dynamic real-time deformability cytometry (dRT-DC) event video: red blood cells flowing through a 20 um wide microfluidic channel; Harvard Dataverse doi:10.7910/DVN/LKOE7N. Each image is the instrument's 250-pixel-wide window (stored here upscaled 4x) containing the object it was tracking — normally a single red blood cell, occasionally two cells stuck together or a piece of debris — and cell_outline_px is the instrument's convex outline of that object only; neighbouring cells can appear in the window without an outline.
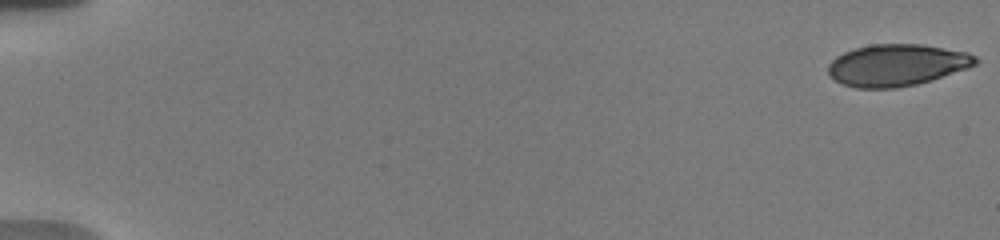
{"species": "human", "species_latin": "Homo sapiens", "temperature_condition": "warm", "stored_images_in_passage": 45, "camera_frame_rate_fps": 3000, "um_per_image_px": 0.085, "donor": {"sex": "male"}, "frame": {"image": 1, "passage_image": 1, "time_ms": 0.0, "image_size_px": [1000, 240], "cell_outline_px": [[980, 60], [976, 64], [968, 68], [932, 80], [916, 84], [896, 88], [856, 88], [840, 84], [828, 72], [828, 64], [836, 56], [844, 52], [856, 48], [872, 44], [920, 44], [968, 52], [976, 56]], "centroid_in_image_um": [76.24, 5.53], "position_along_channel_um": 8.8, "area_um2": 35.95}}
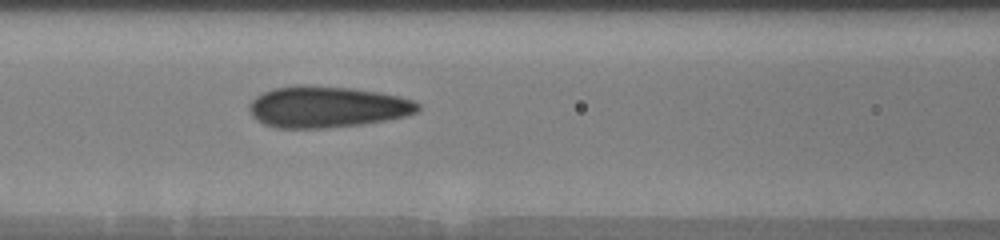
{"frame": {"image": 2, "passage_image": 20, "time_ms": 8.333, "image_size_px": [1000, 240], "cell_outline_px": [[420, 108], [416, 112], [408, 116], [364, 124], [328, 128], [276, 128], [264, 124], [256, 120], [252, 116], [248, 108], [248, 104], [256, 96], [272, 88], [296, 84], [352, 88], [400, 96], [412, 100], [420, 104]], "centroid_in_image_um": [27.77, 9.09], "position_along_channel_um": 138.8, "area_um2": 40.98}}
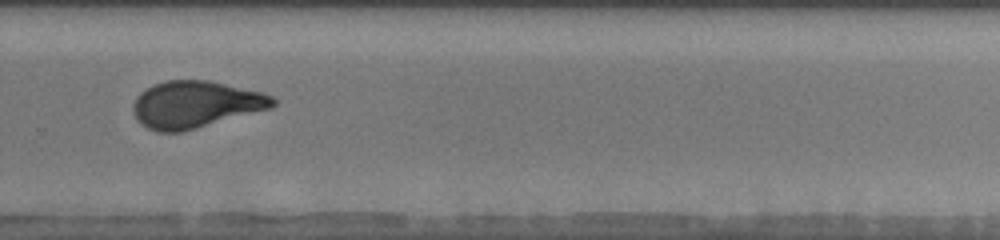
{"frame": {"image": 3, "passage_image": 35, "time_ms": 13.0, "image_size_px": [1000, 240], "cell_outline_px": [[276, 104], [272, 108], [196, 128], [180, 132], [156, 132], [140, 124], [136, 120], [132, 112], [132, 104], [136, 96], [140, 92], [156, 84], [168, 80], [208, 80], [264, 92], [272, 96], [276, 100]], "centroid_in_image_um": [16.61, 8.88], "position_along_channel_um": 313.2, "area_um2": 38.38}, "authors_computed_cell_mechanics": {"area_um2": 38.4948, "velocity_mm_per_s": 3.7546, "shape_relaxation_time_tau1_ms": 8.2528, "shape_relaxation_time_tau2_ms": 0.7879, "deformation_change_tau1": 0.2192, "deformation_change_tau2": 0.0535}}